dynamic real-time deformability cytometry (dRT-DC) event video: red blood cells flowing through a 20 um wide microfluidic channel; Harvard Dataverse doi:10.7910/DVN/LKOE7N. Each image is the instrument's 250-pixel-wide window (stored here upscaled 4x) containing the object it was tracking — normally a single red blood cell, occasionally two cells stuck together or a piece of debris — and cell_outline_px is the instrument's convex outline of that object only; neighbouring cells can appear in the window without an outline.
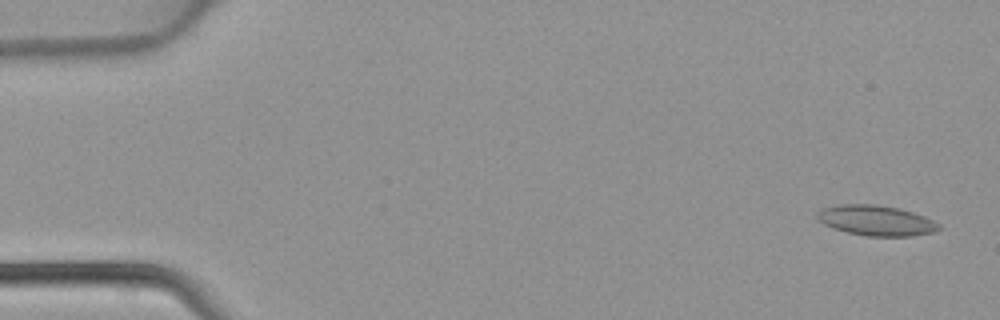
{"species": "common noctule bat (a hibernating species)", "species_latin": "Nyctalus noctula", "temperature_condition": "warm", "stored_images_in_passage": 4, "camera_frame_rate_fps": 3000, "um_per_image_px": 0.085, "animal": {"sex": "female", "body_mass_g": 22.7, "forearm_length_mm": 54.2}, "frame": {"image": 1, "passage_image": 1, "time_ms": 0.0, "image_size_px": [1000, 320], "cell_outline_px": [[940, 228], [936, 232], [912, 236], [868, 236], [848, 232], [832, 228], [816, 220], [816, 216], [820, 208], [840, 204], [876, 204], [900, 208], [924, 216], [940, 224]], "centroid_in_image_um": [74.45, 18.73], "position_along_channel_um": 10.5, "area_um2": 21.68}}
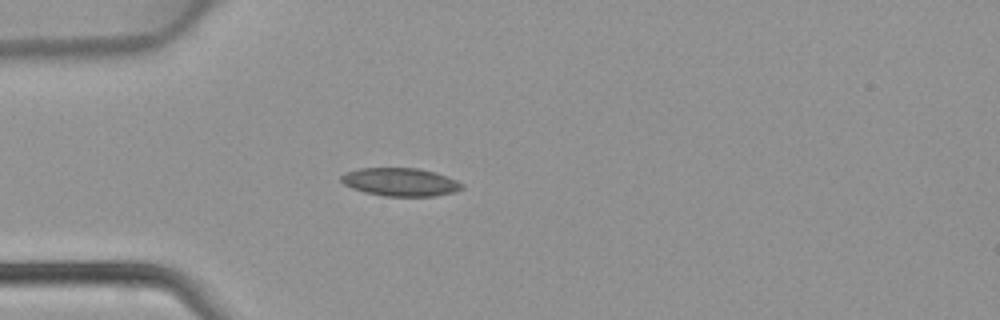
{"frame": {"image": 2, "passage_image": 4, "time_ms": 1.0, "image_size_px": [1000, 320], "cell_outline_px": [[464, 188], [456, 192], [436, 196], [384, 196], [364, 192], [352, 188], [344, 184], [340, 180], [340, 176], [348, 172], [360, 168], [420, 168], [436, 172], [448, 176], [464, 184]], "centroid_in_image_um": [34.08, 15.47], "position_along_channel_um": 50.9, "area_um2": 20.0}}